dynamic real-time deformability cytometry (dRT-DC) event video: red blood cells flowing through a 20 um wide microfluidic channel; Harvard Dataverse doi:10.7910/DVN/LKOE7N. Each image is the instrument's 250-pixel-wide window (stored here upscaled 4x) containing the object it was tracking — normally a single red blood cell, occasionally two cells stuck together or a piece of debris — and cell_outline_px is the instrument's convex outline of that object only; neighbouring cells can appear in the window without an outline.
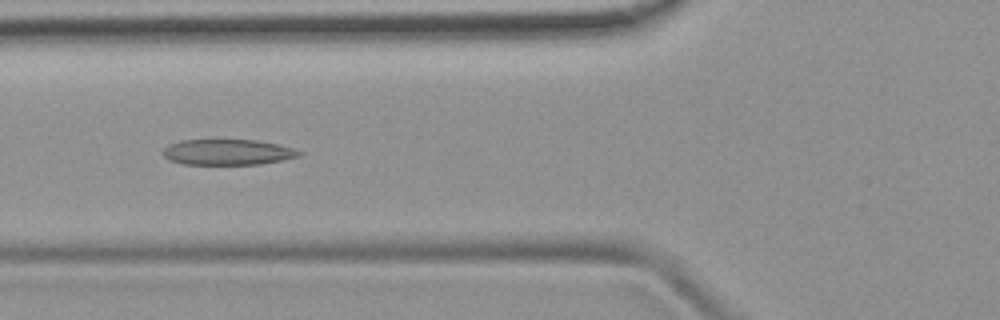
{"species": "common noctule bat (a hibernating species)", "species_latin": "Nyctalus noctula", "temperature_condition": "room temperature", "stored_images_in_passage": 13, "camera_frame_rate_fps": 3000, "um_per_image_px": 0.085, "animal": {"sex": "female", "body_mass_g": 19.9}, "frame": {"image": 1, "passage_image": 8, "time_ms": 2.333, "image_size_px": [1000, 320], "cell_outline_px": [[304, 152], [300, 156], [284, 160], [260, 164], [184, 164], [168, 160], [164, 156], [164, 148], [168, 144], [180, 140], [260, 140], [280, 144]], "centroid_in_image_um": [19.39, 12.93], "position_along_channel_um": 106.4, "area_um2": 20.52}}
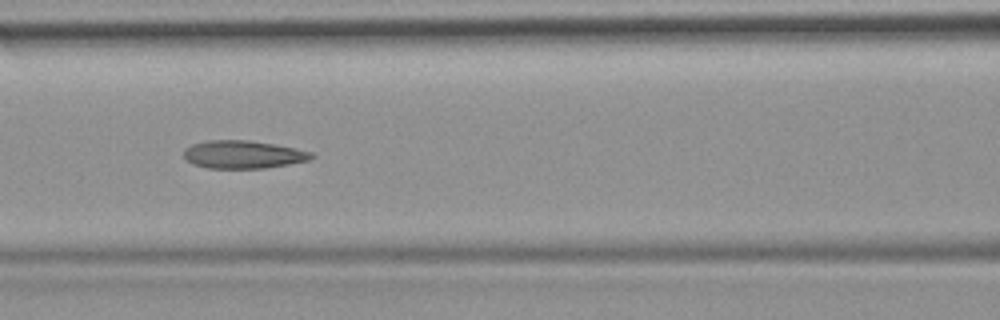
{"frame": {"image": 2, "passage_image": 11, "time_ms": 3.333, "image_size_px": [1000, 320], "cell_outline_px": [[316, 156], [308, 160], [288, 164], [264, 168], [208, 168], [192, 164], [184, 156], [184, 148], [192, 144], [208, 140], [248, 140], [296, 148], [312, 152]], "centroid_in_image_um": [20.66, 13.13], "position_along_channel_um": 145.9, "area_um2": 20.69}}